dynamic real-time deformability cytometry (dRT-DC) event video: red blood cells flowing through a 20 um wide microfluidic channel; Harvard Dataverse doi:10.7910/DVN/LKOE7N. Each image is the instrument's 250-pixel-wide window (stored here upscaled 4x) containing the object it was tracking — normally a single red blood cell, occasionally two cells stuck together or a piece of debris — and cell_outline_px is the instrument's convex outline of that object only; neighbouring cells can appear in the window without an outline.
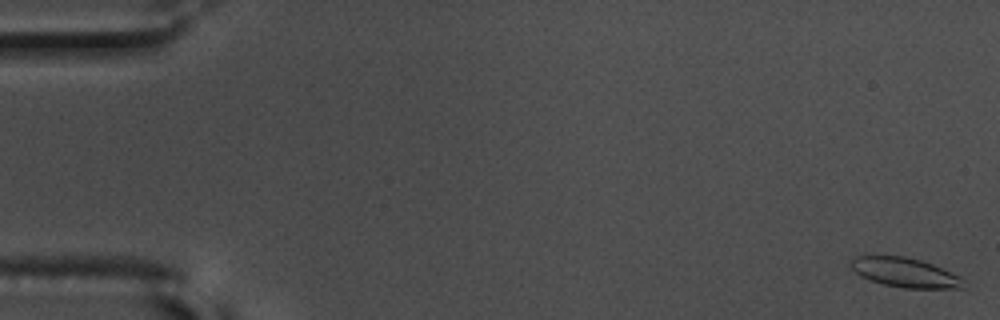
{"species": "common noctule bat (a hibernating species)", "species_latin": "Nyctalus noctula", "temperature_condition": "warm", "stored_images_in_passage": 55, "camera_frame_rate_fps": 3000, "um_per_image_px": 0.085, "animal": {"sex": "male", "body_mass_g": 17.5, "forearm_length_mm": 52.3}, "frame": {"image": 1, "passage_image": 2, "time_ms": 0.333, "image_size_px": [1000, 320], "cell_outline_px": [[964, 288], [904, 288], [884, 284], [860, 276], [848, 264], [848, 260], [856, 256], [904, 256], [920, 260], [932, 264], [964, 280]], "centroid_in_image_um": [76.85, 23.16], "position_along_channel_um": 8.1, "area_um2": 19.02}}
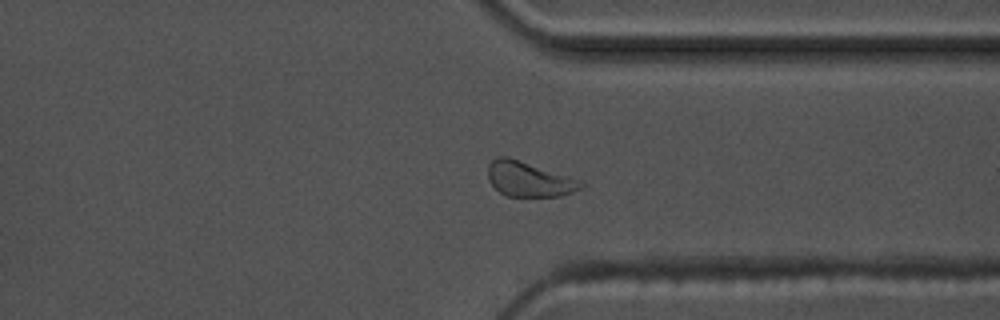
{"frame": {"image": 2, "passage_image": 45, "time_ms": 14.667, "image_size_px": [1000, 320], "cell_outline_px": [[584, 184], [580, 188], [572, 192], [560, 196], [508, 196], [500, 192], [488, 180], [488, 164], [496, 156], [508, 156], [584, 180]], "centroid_in_image_um": [44.98, 15.2], "position_along_channel_um": 366.4, "area_um2": 19.13}}
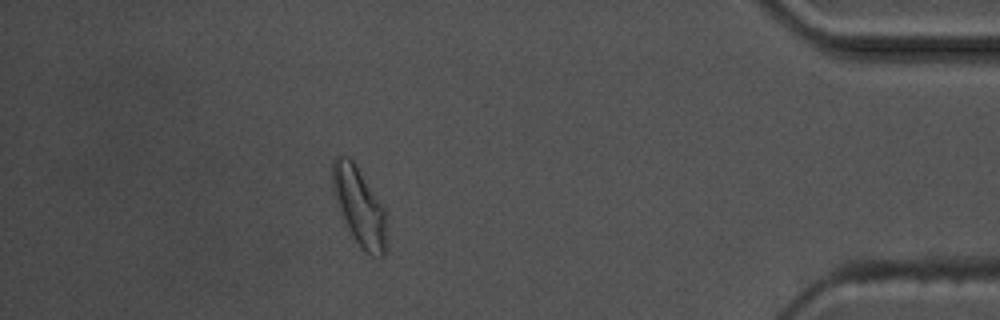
{"frame": {"image": 3, "passage_image": 52, "time_ms": 17.0, "image_size_px": [1000, 320], "cell_outline_px": [[388, 248], [384, 256], [372, 256], [364, 252], [360, 248], [348, 228], [336, 204], [332, 188], [332, 160], [336, 156], [348, 156], [356, 164], [384, 208], [388, 240]], "centroid_in_image_um": [30.56, 17.58], "position_along_channel_um": 404.6, "area_um2": 24.97}}